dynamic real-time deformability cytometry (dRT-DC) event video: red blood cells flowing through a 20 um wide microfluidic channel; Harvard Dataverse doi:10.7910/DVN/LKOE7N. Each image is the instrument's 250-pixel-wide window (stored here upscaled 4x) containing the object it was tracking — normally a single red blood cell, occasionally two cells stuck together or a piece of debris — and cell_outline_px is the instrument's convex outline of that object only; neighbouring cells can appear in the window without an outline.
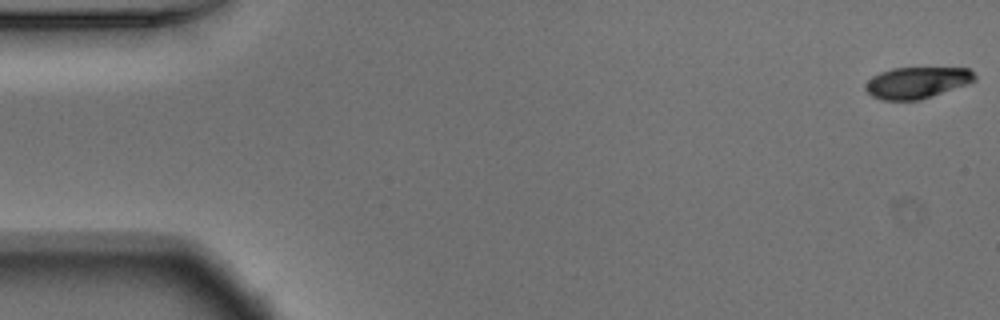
{"species": "Egyptian fruit bat (a non-hibernating species)", "species_latin": "Rousettus aegyptiacus", "temperature_condition": "warm", "stored_images_in_passage": 9, "camera_frame_rate_fps": 3000, "um_per_image_px": 0.085, "animal": {"sex": "male"}, "frame": {"image": 1, "passage_image": 1, "time_ms": 0.0, "image_size_px": [1000, 320], "cell_outline_px": [[976, 80], [968, 84], [920, 100], [880, 100], [872, 96], [864, 88], [864, 84], [872, 76], [880, 72], [892, 68], [968, 68], [976, 76]], "centroid_in_image_um": [77.91, 7.03], "position_along_channel_um": 7.1, "area_um2": 20.06}}